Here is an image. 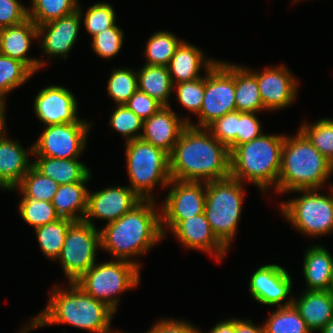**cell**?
Segmentation results:
<instances>
[{"mask_svg":"<svg viewBox=\"0 0 333 333\" xmlns=\"http://www.w3.org/2000/svg\"><path fill=\"white\" fill-rule=\"evenodd\" d=\"M171 179L210 182L230 177V151L207 128L187 125L169 154Z\"/></svg>","mask_w":333,"mask_h":333,"instance_id":"1","label":"cell"},{"mask_svg":"<svg viewBox=\"0 0 333 333\" xmlns=\"http://www.w3.org/2000/svg\"><path fill=\"white\" fill-rule=\"evenodd\" d=\"M157 206L156 200H142L130 212L100 228V249L110 253L112 259L128 261L140 268L133 257L145 255L164 239L161 210Z\"/></svg>","mask_w":333,"mask_h":333,"instance_id":"2","label":"cell"},{"mask_svg":"<svg viewBox=\"0 0 333 333\" xmlns=\"http://www.w3.org/2000/svg\"><path fill=\"white\" fill-rule=\"evenodd\" d=\"M49 298L45 309L27 322L20 333L51 324H69L92 333H113L111 321L115 312L86 294L75 282H69L68 289L56 284Z\"/></svg>","mask_w":333,"mask_h":333,"instance_id":"3","label":"cell"},{"mask_svg":"<svg viewBox=\"0 0 333 333\" xmlns=\"http://www.w3.org/2000/svg\"><path fill=\"white\" fill-rule=\"evenodd\" d=\"M332 173L333 165L300 130L296 136L285 135L277 193L298 189L321 190Z\"/></svg>","mask_w":333,"mask_h":333,"instance_id":"4","label":"cell"},{"mask_svg":"<svg viewBox=\"0 0 333 333\" xmlns=\"http://www.w3.org/2000/svg\"><path fill=\"white\" fill-rule=\"evenodd\" d=\"M285 135L263 133L235 147L230 152V177L242 183L251 182L260 192L274 188L277 193Z\"/></svg>","mask_w":333,"mask_h":333,"instance_id":"5","label":"cell"},{"mask_svg":"<svg viewBox=\"0 0 333 333\" xmlns=\"http://www.w3.org/2000/svg\"><path fill=\"white\" fill-rule=\"evenodd\" d=\"M244 185L232 177L206 183L204 214L214 235L228 250L242 214Z\"/></svg>","mask_w":333,"mask_h":333,"instance_id":"6","label":"cell"},{"mask_svg":"<svg viewBox=\"0 0 333 333\" xmlns=\"http://www.w3.org/2000/svg\"><path fill=\"white\" fill-rule=\"evenodd\" d=\"M130 188L142 200H155L154 188H167L171 181L169 154L141 138L125 143Z\"/></svg>","mask_w":333,"mask_h":333,"instance_id":"7","label":"cell"},{"mask_svg":"<svg viewBox=\"0 0 333 333\" xmlns=\"http://www.w3.org/2000/svg\"><path fill=\"white\" fill-rule=\"evenodd\" d=\"M140 268L128 261L111 260L95 263L75 284L86 294L108 305L115 313L125 291L140 284Z\"/></svg>","mask_w":333,"mask_h":333,"instance_id":"8","label":"cell"},{"mask_svg":"<svg viewBox=\"0 0 333 333\" xmlns=\"http://www.w3.org/2000/svg\"><path fill=\"white\" fill-rule=\"evenodd\" d=\"M330 195L320 194L319 189H298L291 193H302L296 198L280 203V212L286 221L300 233L321 237L333 233V185Z\"/></svg>","mask_w":333,"mask_h":333,"instance_id":"9","label":"cell"},{"mask_svg":"<svg viewBox=\"0 0 333 333\" xmlns=\"http://www.w3.org/2000/svg\"><path fill=\"white\" fill-rule=\"evenodd\" d=\"M236 111L235 65L219 61L204 75V98L197 124L189 125L207 128L216 119Z\"/></svg>","mask_w":333,"mask_h":333,"instance_id":"10","label":"cell"},{"mask_svg":"<svg viewBox=\"0 0 333 333\" xmlns=\"http://www.w3.org/2000/svg\"><path fill=\"white\" fill-rule=\"evenodd\" d=\"M99 248L100 230L84 220L71 224L57 258L68 283L77 281L96 263Z\"/></svg>","mask_w":333,"mask_h":333,"instance_id":"11","label":"cell"},{"mask_svg":"<svg viewBox=\"0 0 333 333\" xmlns=\"http://www.w3.org/2000/svg\"><path fill=\"white\" fill-rule=\"evenodd\" d=\"M92 123L79 122L47 125L33 145V156L78 159L86 148Z\"/></svg>","mask_w":333,"mask_h":333,"instance_id":"12","label":"cell"},{"mask_svg":"<svg viewBox=\"0 0 333 333\" xmlns=\"http://www.w3.org/2000/svg\"><path fill=\"white\" fill-rule=\"evenodd\" d=\"M167 188L170 190L160 207L164 238L166 232L171 231L181 220L204 213L206 201L205 182L171 179Z\"/></svg>","mask_w":333,"mask_h":333,"instance_id":"13","label":"cell"},{"mask_svg":"<svg viewBox=\"0 0 333 333\" xmlns=\"http://www.w3.org/2000/svg\"><path fill=\"white\" fill-rule=\"evenodd\" d=\"M253 272L248 285L253 299L269 307L292 304L293 297L289 296L292 290V277L284 267L278 264H265Z\"/></svg>","mask_w":333,"mask_h":333,"instance_id":"14","label":"cell"},{"mask_svg":"<svg viewBox=\"0 0 333 333\" xmlns=\"http://www.w3.org/2000/svg\"><path fill=\"white\" fill-rule=\"evenodd\" d=\"M249 70L257 78L261 100L266 110L279 111L294 103L299 82L286 65L269 66L263 71Z\"/></svg>","mask_w":333,"mask_h":333,"instance_id":"15","label":"cell"},{"mask_svg":"<svg viewBox=\"0 0 333 333\" xmlns=\"http://www.w3.org/2000/svg\"><path fill=\"white\" fill-rule=\"evenodd\" d=\"M142 199L129 186H110L88 192V207L84 221L96 227L92 219L106 220L107 224L130 212Z\"/></svg>","mask_w":333,"mask_h":333,"instance_id":"16","label":"cell"},{"mask_svg":"<svg viewBox=\"0 0 333 333\" xmlns=\"http://www.w3.org/2000/svg\"><path fill=\"white\" fill-rule=\"evenodd\" d=\"M34 112L37 119L47 125H61L79 122L78 102L74 94L59 85H49L41 89L34 99Z\"/></svg>","mask_w":333,"mask_h":333,"instance_id":"17","label":"cell"},{"mask_svg":"<svg viewBox=\"0 0 333 333\" xmlns=\"http://www.w3.org/2000/svg\"><path fill=\"white\" fill-rule=\"evenodd\" d=\"M81 17L79 11L38 26V40L42 51L49 57L67 59L78 38Z\"/></svg>","mask_w":333,"mask_h":333,"instance_id":"18","label":"cell"},{"mask_svg":"<svg viewBox=\"0 0 333 333\" xmlns=\"http://www.w3.org/2000/svg\"><path fill=\"white\" fill-rule=\"evenodd\" d=\"M181 245L193 250L203 251L220 262L226 257L228 249L214 235L204 213L181 220L171 231Z\"/></svg>","mask_w":333,"mask_h":333,"instance_id":"19","label":"cell"},{"mask_svg":"<svg viewBox=\"0 0 333 333\" xmlns=\"http://www.w3.org/2000/svg\"><path fill=\"white\" fill-rule=\"evenodd\" d=\"M189 117H180L170 106H162L155 114L143 121L141 139L170 154Z\"/></svg>","mask_w":333,"mask_h":333,"instance_id":"20","label":"cell"},{"mask_svg":"<svg viewBox=\"0 0 333 333\" xmlns=\"http://www.w3.org/2000/svg\"><path fill=\"white\" fill-rule=\"evenodd\" d=\"M34 39H38V26L30 18L17 25L0 28V53L23 62L35 74L46 62L27 55Z\"/></svg>","mask_w":333,"mask_h":333,"instance_id":"21","label":"cell"},{"mask_svg":"<svg viewBox=\"0 0 333 333\" xmlns=\"http://www.w3.org/2000/svg\"><path fill=\"white\" fill-rule=\"evenodd\" d=\"M29 150V151H28ZM25 149L19 141L9 139L7 131L0 134V189L12 190L17 187L23 176L30 170L33 162V145Z\"/></svg>","mask_w":333,"mask_h":333,"instance_id":"22","label":"cell"},{"mask_svg":"<svg viewBox=\"0 0 333 333\" xmlns=\"http://www.w3.org/2000/svg\"><path fill=\"white\" fill-rule=\"evenodd\" d=\"M205 57L200 48L182 40L167 65L173 85L202 77L200 75L202 68L206 73L218 62L216 59Z\"/></svg>","mask_w":333,"mask_h":333,"instance_id":"23","label":"cell"},{"mask_svg":"<svg viewBox=\"0 0 333 333\" xmlns=\"http://www.w3.org/2000/svg\"><path fill=\"white\" fill-rule=\"evenodd\" d=\"M292 304L312 333L320 332L333 318V294L330 290H304L298 298H293Z\"/></svg>","mask_w":333,"mask_h":333,"instance_id":"24","label":"cell"},{"mask_svg":"<svg viewBox=\"0 0 333 333\" xmlns=\"http://www.w3.org/2000/svg\"><path fill=\"white\" fill-rule=\"evenodd\" d=\"M305 290H331L333 283V257L324 246L314 245L308 248L303 258Z\"/></svg>","mask_w":333,"mask_h":333,"instance_id":"25","label":"cell"},{"mask_svg":"<svg viewBox=\"0 0 333 333\" xmlns=\"http://www.w3.org/2000/svg\"><path fill=\"white\" fill-rule=\"evenodd\" d=\"M33 167L42 175L51 178L59 185L76 182H90V168L78 159H56L45 156H34Z\"/></svg>","mask_w":333,"mask_h":333,"instance_id":"26","label":"cell"},{"mask_svg":"<svg viewBox=\"0 0 333 333\" xmlns=\"http://www.w3.org/2000/svg\"><path fill=\"white\" fill-rule=\"evenodd\" d=\"M87 182L59 185L54 194L52 205L60 218L74 222L83 221L87 213L88 192Z\"/></svg>","mask_w":333,"mask_h":333,"instance_id":"27","label":"cell"},{"mask_svg":"<svg viewBox=\"0 0 333 333\" xmlns=\"http://www.w3.org/2000/svg\"><path fill=\"white\" fill-rule=\"evenodd\" d=\"M143 65L137 70L138 90L156 99L163 106H170L173 83L167 66Z\"/></svg>","mask_w":333,"mask_h":333,"instance_id":"28","label":"cell"},{"mask_svg":"<svg viewBox=\"0 0 333 333\" xmlns=\"http://www.w3.org/2000/svg\"><path fill=\"white\" fill-rule=\"evenodd\" d=\"M236 111L259 113L263 106L256 76L248 67L235 64Z\"/></svg>","mask_w":333,"mask_h":333,"instance_id":"29","label":"cell"},{"mask_svg":"<svg viewBox=\"0 0 333 333\" xmlns=\"http://www.w3.org/2000/svg\"><path fill=\"white\" fill-rule=\"evenodd\" d=\"M74 221L60 218L34 229L36 240L47 259L57 260L65 241L67 230Z\"/></svg>","mask_w":333,"mask_h":333,"instance_id":"30","label":"cell"},{"mask_svg":"<svg viewBox=\"0 0 333 333\" xmlns=\"http://www.w3.org/2000/svg\"><path fill=\"white\" fill-rule=\"evenodd\" d=\"M177 36L168 31L154 32L147 40L144 56L146 65L167 66L181 43Z\"/></svg>","mask_w":333,"mask_h":333,"instance_id":"31","label":"cell"},{"mask_svg":"<svg viewBox=\"0 0 333 333\" xmlns=\"http://www.w3.org/2000/svg\"><path fill=\"white\" fill-rule=\"evenodd\" d=\"M265 321V333H312L293 304L277 307Z\"/></svg>","mask_w":333,"mask_h":333,"instance_id":"32","label":"cell"},{"mask_svg":"<svg viewBox=\"0 0 333 333\" xmlns=\"http://www.w3.org/2000/svg\"><path fill=\"white\" fill-rule=\"evenodd\" d=\"M28 18L37 26L57 20L77 11L78 0H31Z\"/></svg>","mask_w":333,"mask_h":333,"instance_id":"33","label":"cell"},{"mask_svg":"<svg viewBox=\"0 0 333 333\" xmlns=\"http://www.w3.org/2000/svg\"><path fill=\"white\" fill-rule=\"evenodd\" d=\"M21 193L22 199L19 202V214L23 221L32 226L34 229L57 221L60 217L55 211L52 202L39 201L27 197L18 187L10 190H17Z\"/></svg>","mask_w":333,"mask_h":333,"instance_id":"34","label":"cell"},{"mask_svg":"<svg viewBox=\"0 0 333 333\" xmlns=\"http://www.w3.org/2000/svg\"><path fill=\"white\" fill-rule=\"evenodd\" d=\"M299 130L311 144L333 165V118H323L308 124L302 122Z\"/></svg>","mask_w":333,"mask_h":333,"instance_id":"35","label":"cell"},{"mask_svg":"<svg viewBox=\"0 0 333 333\" xmlns=\"http://www.w3.org/2000/svg\"><path fill=\"white\" fill-rule=\"evenodd\" d=\"M107 83V93L115 105H124L137 91V71L130 68H113Z\"/></svg>","mask_w":333,"mask_h":333,"instance_id":"36","label":"cell"},{"mask_svg":"<svg viewBox=\"0 0 333 333\" xmlns=\"http://www.w3.org/2000/svg\"><path fill=\"white\" fill-rule=\"evenodd\" d=\"M33 74L23 62L0 53V94L3 97L25 84Z\"/></svg>","mask_w":333,"mask_h":333,"instance_id":"37","label":"cell"},{"mask_svg":"<svg viewBox=\"0 0 333 333\" xmlns=\"http://www.w3.org/2000/svg\"><path fill=\"white\" fill-rule=\"evenodd\" d=\"M17 187L27 197L39 201L52 202L54 194L59 188V184L51 178L42 175L32 166L23 176L22 181Z\"/></svg>","mask_w":333,"mask_h":333,"instance_id":"38","label":"cell"},{"mask_svg":"<svg viewBox=\"0 0 333 333\" xmlns=\"http://www.w3.org/2000/svg\"><path fill=\"white\" fill-rule=\"evenodd\" d=\"M77 10L81 20L84 21V28L91 37L97 35L103 29L111 28L117 22L114 7L108 2H96L88 8L85 15L80 4Z\"/></svg>","mask_w":333,"mask_h":333,"instance_id":"39","label":"cell"},{"mask_svg":"<svg viewBox=\"0 0 333 333\" xmlns=\"http://www.w3.org/2000/svg\"><path fill=\"white\" fill-rule=\"evenodd\" d=\"M109 126L125 137V143L141 138L143 132V120L132 112L126 104L116 105L110 116ZM141 131V132H140Z\"/></svg>","mask_w":333,"mask_h":333,"instance_id":"40","label":"cell"},{"mask_svg":"<svg viewBox=\"0 0 333 333\" xmlns=\"http://www.w3.org/2000/svg\"><path fill=\"white\" fill-rule=\"evenodd\" d=\"M173 91L182 107L196 116L199 114L204 98V76L174 84Z\"/></svg>","mask_w":333,"mask_h":333,"instance_id":"41","label":"cell"},{"mask_svg":"<svg viewBox=\"0 0 333 333\" xmlns=\"http://www.w3.org/2000/svg\"><path fill=\"white\" fill-rule=\"evenodd\" d=\"M124 32L116 23L108 29L92 37L91 47L93 51L105 59H112L122 49L124 43Z\"/></svg>","mask_w":333,"mask_h":333,"instance_id":"42","label":"cell"},{"mask_svg":"<svg viewBox=\"0 0 333 333\" xmlns=\"http://www.w3.org/2000/svg\"><path fill=\"white\" fill-rule=\"evenodd\" d=\"M207 129L231 152L237 147V111L225 114L211 123Z\"/></svg>","mask_w":333,"mask_h":333,"instance_id":"43","label":"cell"},{"mask_svg":"<svg viewBox=\"0 0 333 333\" xmlns=\"http://www.w3.org/2000/svg\"><path fill=\"white\" fill-rule=\"evenodd\" d=\"M256 114L237 111V146L256 139L264 133L261 121Z\"/></svg>","mask_w":333,"mask_h":333,"instance_id":"44","label":"cell"},{"mask_svg":"<svg viewBox=\"0 0 333 333\" xmlns=\"http://www.w3.org/2000/svg\"><path fill=\"white\" fill-rule=\"evenodd\" d=\"M28 19V8L18 0H0V28L22 23Z\"/></svg>","mask_w":333,"mask_h":333,"instance_id":"45","label":"cell"},{"mask_svg":"<svg viewBox=\"0 0 333 333\" xmlns=\"http://www.w3.org/2000/svg\"><path fill=\"white\" fill-rule=\"evenodd\" d=\"M126 106L143 121L155 114L163 105L156 99L137 89Z\"/></svg>","mask_w":333,"mask_h":333,"instance_id":"46","label":"cell"},{"mask_svg":"<svg viewBox=\"0 0 333 333\" xmlns=\"http://www.w3.org/2000/svg\"><path fill=\"white\" fill-rule=\"evenodd\" d=\"M147 333H200V329L193 326L187 320L180 319H161L155 322L150 329L146 331Z\"/></svg>","mask_w":333,"mask_h":333,"instance_id":"47","label":"cell"},{"mask_svg":"<svg viewBox=\"0 0 333 333\" xmlns=\"http://www.w3.org/2000/svg\"><path fill=\"white\" fill-rule=\"evenodd\" d=\"M235 333H265L264 325L256 326L250 319L235 318Z\"/></svg>","mask_w":333,"mask_h":333,"instance_id":"48","label":"cell"},{"mask_svg":"<svg viewBox=\"0 0 333 333\" xmlns=\"http://www.w3.org/2000/svg\"><path fill=\"white\" fill-rule=\"evenodd\" d=\"M208 333H235V318L219 321Z\"/></svg>","mask_w":333,"mask_h":333,"instance_id":"49","label":"cell"},{"mask_svg":"<svg viewBox=\"0 0 333 333\" xmlns=\"http://www.w3.org/2000/svg\"><path fill=\"white\" fill-rule=\"evenodd\" d=\"M6 100L7 99L0 94V134L6 131Z\"/></svg>","mask_w":333,"mask_h":333,"instance_id":"50","label":"cell"},{"mask_svg":"<svg viewBox=\"0 0 333 333\" xmlns=\"http://www.w3.org/2000/svg\"><path fill=\"white\" fill-rule=\"evenodd\" d=\"M320 333H333V318L322 328Z\"/></svg>","mask_w":333,"mask_h":333,"instance_id":"51","label":"cell"},{"mask_svg":"<svg viewBox=\"0 0 333 333\" xmlns=\"http://www.w3.org/2000/svg\"><path fill=\"white\" fill-rule=\"evenodd\" d=\"M113 333H129V332L114 331ZM146 333H147V332H146Z\"/></svg>","mask_w":333,"mask_h":333,"instance_id":"52","label":"cell"},{"mask_svg":"<svg viewBox=\"0 0 333 333\" xmlns=\"http://www.w3.org/2000/svg\"><path fill=\"white\" fill-rule=\"evenodd\" d=\"M331 292H332V294H333V283H332V287H331V290H330Z\"/></svg>","mask_w":333,"mask_h":333,"instance_id":"53","label":"cell"},{"mask_svg":"<svg viewBox=\"0 0 333 333\" xmlns=\"http://www.w3.org/2000/svg\"><path fill=\"white\" fill-rule=\"evenodd\" d=\"M293 1V3L295 2V3H297L298 1H300V0H292Z\"/></svg>","mask_w":333,"mask_h":333,"instance_id":"54","label":"cell"}]
</instances>
